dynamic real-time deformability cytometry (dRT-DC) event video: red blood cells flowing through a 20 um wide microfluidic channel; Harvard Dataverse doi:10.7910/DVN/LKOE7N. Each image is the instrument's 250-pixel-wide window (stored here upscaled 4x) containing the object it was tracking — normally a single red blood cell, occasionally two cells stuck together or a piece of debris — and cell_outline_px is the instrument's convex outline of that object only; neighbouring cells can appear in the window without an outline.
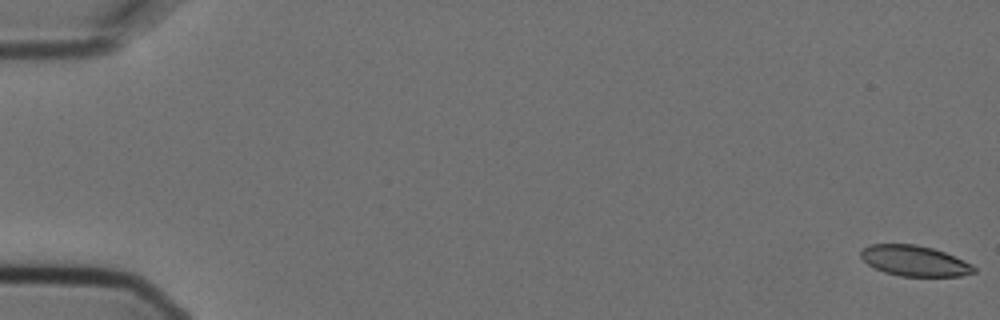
{"species": "Egyptian fruit bat (a non-hibernating species)", "species_latin": "Rousettus aegyptiacus", "temperature_condition": "cold", "stored_images_in_passage": 6, "camera_frame_rate_fps": 3000, "um_per_image_px": 0.085, "animal": {"sex": "female"}, "frame": {"image": 1, "passage_image": 1, "time_ms": 0.0, "image_size_px": [1000, 320], "cell_outline_px": [[976, 272], [960, 276], [900, 276], [884, 272], [868, 264], [860, 256], [860, 252], [868, 244], [916, 244], [932, 248], [944, 252], [972, 264], [976, 268]], "centroid_in_image_um": [77.73, 22.17], "position_along_channel_um": 7.3, "area_um2": 20.06}}
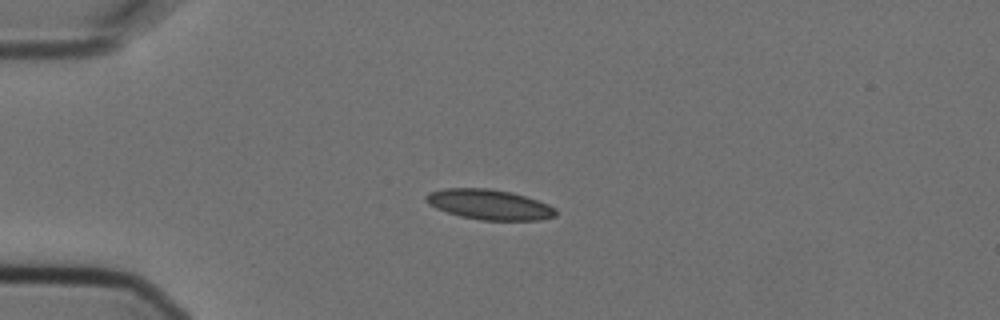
{"frame": {"image": 2, "passage_image": 5, "time_ms": 1.333, "image_size_px": [1000, 320], "cell_outline_px": [[556, 216], [540, 220], [480, 220], [460, 216], [436, 208], [428, 204], [424, 196], [428, 192], [444, 188], [488, 188], [512, 192], [548, 204], [556, 208]], "centroid_in_image_um": [41.57, 17.38], "position_along_channel_um": 43.4, "area_um2": 22.83}}